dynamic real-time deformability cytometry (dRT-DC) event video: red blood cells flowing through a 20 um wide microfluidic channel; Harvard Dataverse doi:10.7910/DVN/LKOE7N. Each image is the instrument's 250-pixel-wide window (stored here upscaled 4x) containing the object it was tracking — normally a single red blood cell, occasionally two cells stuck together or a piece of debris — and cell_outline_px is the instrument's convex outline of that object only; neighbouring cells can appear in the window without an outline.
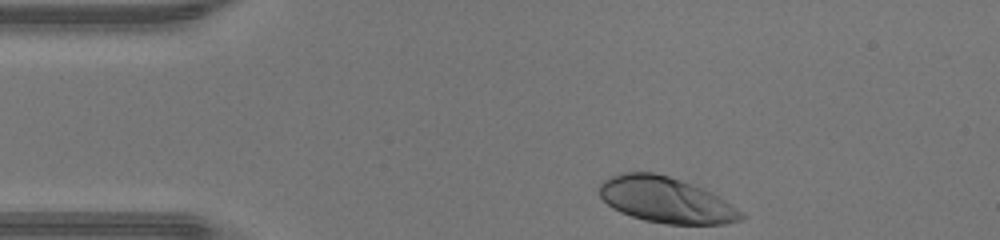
{"species": "human", "species_latin": "Homo sapiens", "temperature_condition": "warm", "stored_images_in_passage": 30, "camera_frame_rate_fps": 3000, "um_per_image_px": 0.085, "donor": {"sex": "male"}, "frame": {"image": 1, "passage_image": 1, "time_ms": 0.0, "image_size_px": [1000, 240], "cell_outline_px": [[744, 216], [740, 220], [724, 224], [668, 224], [644, 220], [620, 212], [612, 208], [600, 196], [600, 184], [604, 180], [612, 176], [624, 172], [652, 172], [668, 176], [692, 184], [724, 200], [744, 212]], "centroid_in_image_um": [56.59, 17.01], "position_along_channel_um": 28.4, "area_um2": 37.28}}
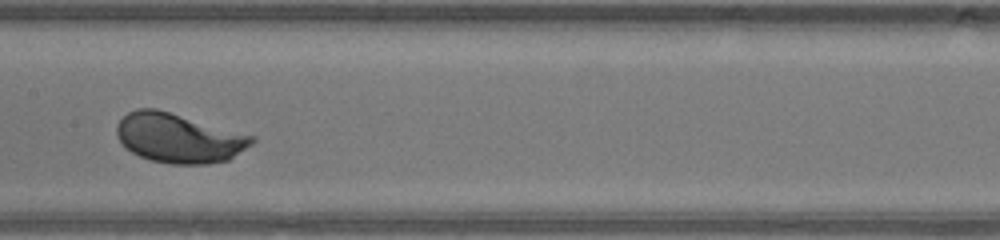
{"frame": {"image": 2, "passage_image": 16, "time_ms": 5.0, "image_size_px": [1000, 240], "cell_outline_px": [[256, 140], [252, 144], [228, 160], [208, 164], [168, 164], [152, 160], [140, 156], [132, 152], [116, 136], [116, 124], [128, 112], [136, 108], [156, 108], [256, 136]], "centroid_in_image_um": [15.21, 11.73], "position_along_channel_um": 192.2, "area_um2": 38.9}}
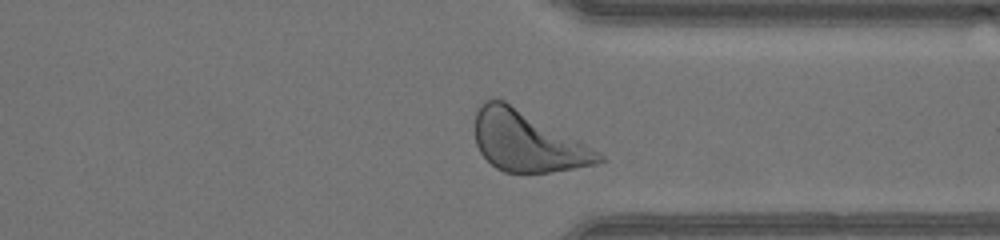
{"frame": {"image": 3, "passage_image": 28, "time_ms": 9.0, "image_size_px": [1000, 240], "cell_outline_px": [[608, 160], [596, 164], [548, 172], [504, 172], [496, 168], [480, 152], [476, 144], [476, 108], [484, 100], [492, 96], [504, 100], [580, 140], [604, 156]], "centroid_in_image_um": [44.8, 12.0], "position_along_channel_um": 366.6, "area_um2": 43.29}, "authors_computed_cell_mechanics": {"area_um2": 37.8301, "velocity_mm_per_s": 4.4068, "shape_relaxation_time_tau1_ms": 1.722, "shape_relaxation_time_tau2_ms": null, "deformation_change_tau1": 0.1553, "deformation_change_tau2": null}}